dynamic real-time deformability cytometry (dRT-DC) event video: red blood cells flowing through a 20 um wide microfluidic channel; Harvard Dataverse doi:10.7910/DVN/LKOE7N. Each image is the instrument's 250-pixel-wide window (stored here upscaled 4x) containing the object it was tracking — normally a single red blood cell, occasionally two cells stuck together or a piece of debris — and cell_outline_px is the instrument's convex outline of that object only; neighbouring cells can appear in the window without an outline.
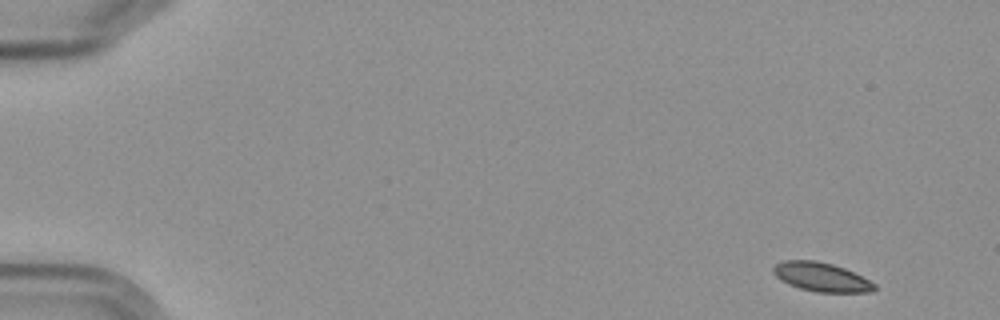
{"species": "Egyptian fruit bat (a non-hibernating species)", "species_latin": "Rousettus aegyptiacus", "temperature_condition": "cold", "stored_images_in_passage": 4, "camera_frame_rate_fps": 3000, "um_per_image_px": 0.085, "frame": {"image": 1, "passage_image": 1, "time_ms": 0.0, "image_size_px": [1000, 320], "cell_outline_px": [[876, 288], [872, 292], [816, 292], [800, 288], [788, 284], [780, 280], [772, 272], [772, 268], [776, 264], [784, 260], [816, 260], [832, 264], [844, 268], [876, 284]], "centroid_in_image_um": [69.78, 23.54], "position_along_channel_um": 15.2, "area_um2": 16.99}}